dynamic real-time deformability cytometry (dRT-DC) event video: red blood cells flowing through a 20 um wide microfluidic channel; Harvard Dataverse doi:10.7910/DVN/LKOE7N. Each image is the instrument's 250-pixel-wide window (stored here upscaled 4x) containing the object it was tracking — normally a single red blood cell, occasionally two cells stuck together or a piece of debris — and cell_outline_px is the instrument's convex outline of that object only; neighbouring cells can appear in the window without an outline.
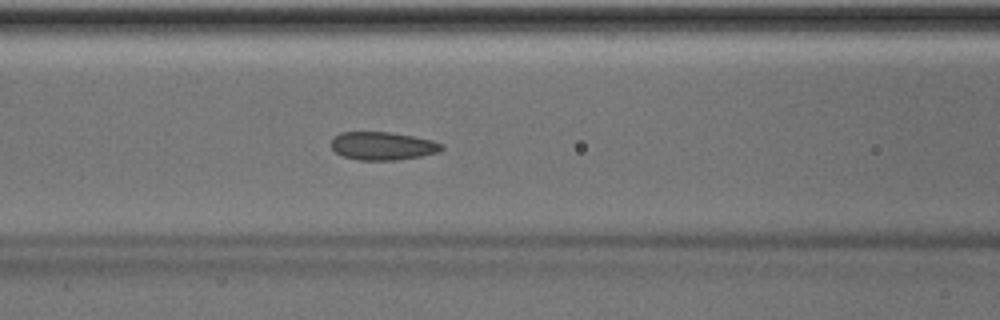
{"species": "Egyptian fruit bat (a non-hibernating species)", "species_latin": "Rousettus aegyptiacus", "temperature_condition": "room temperature", "stored_images_in_passage": 51, "camera_frame_rate_fps": 3000, "um_per_image_px": 0.085, "animal": {"sex": "male"}, "frame": {"image": 1, "passage_image": 22, "time_ms": 7.0, "image_size_px": [1000, 320], "cell_outline_px": [[444, 148], [440, 152], [420, 156], [392, 160], [360, 160], [344, 156], [336, 152], [332, 148], [332, 140], [340, 132], [392, 132], [432, 140], [444, 144]], "centroid_in_image_um": [32.57, 12.4], "position_along_channel_um": 134.0, "area_um2": 17.98}}
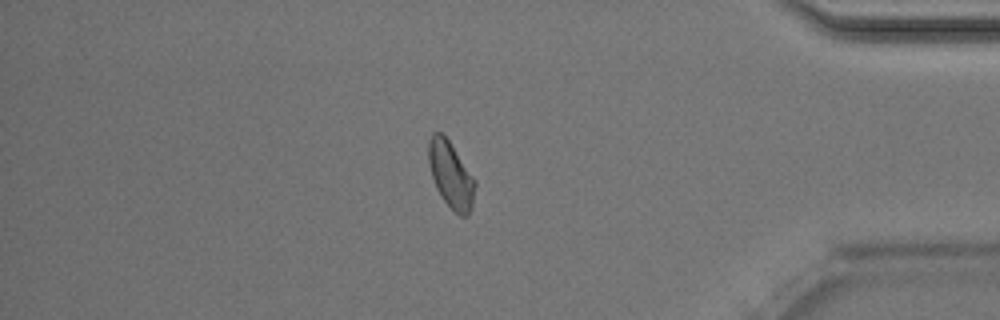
{"frame": {"image": 2, "passage_image": 44, "time_ms": 14.333, "image_size_px": [1000, 320], "cell_outline_px": [[476, 184], [472, 208], [468, 216], [460, 216], [444, 200], [436, 188], [432, 176], [428, 160], [428, 140], [432, 132], [440, 132], [448, 140], [476, 180]], "centroid_in_image_um": [38.33, 14.86], "position_along_channel_um": 396.9, "area_um2": 17.86}, "authors_computed_cell_mechanics": {"area_um2": 18.1492, "velocity_mm_per_s": 4.0151, "shape_relaxation_time_tau1_ms": null, "shape_relaxation_time_tau2_ms": 4.5789, "deformation_change_tau1": null, "deformation_change_tau2": 0.0749}}